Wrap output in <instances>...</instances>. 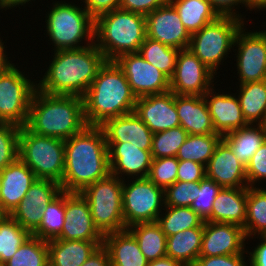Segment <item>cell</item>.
I'll use <instances>...</instances> for the list:
<instances>
[{
  "label": "cell",
  "instance_id": "6da1fadb",
  "mask_svg": "<svg viewBox=\"0 0 266 266\" xmlns=\"http://www.w3.org/2000/svg\"><path fill=\"white\" fill-rule=\"evenodd\" d=\"M110 173L108 146L100 126L87 125L65 140L62 191L81 192Z\"/></svg>",
  "mask_w": 266,
  "mask_h": 266
},
{
  "label": "cell",
  "instance_id": "7a4b0ae2",
  "mask_svg": "<svg viewBox=\"0 0 266 266\" xmlns=\"http://www.w3.org/2000/svg\"><path fill=\"white\" fill-rule=\"evenodd\" d=\"M37 89L52 95L84 97L99 69L107 61L98 47L92 43L78 49L55 51Z\"/></svg>",
  "mask_w": 266,
  "mask_h": 266
},
{
  "label": "cell",
  "instance_id": "3957f363",
  "mask_svg": "<svg viewBox=\"0 0 266 266\" xmlns=\"http://www.w3.org/2000/svg\"><path fill=\"white\" fill-rule=\"evenodd\" d=\"M136 99L123 70L115 61H106L83 97L85 121L88 126H101L132 113Z\"/></svg>",
  "mask_w": 266,
  "mask_h": 266
},
{
  "label": "cell",
  "instance_id": "277c9868",
  "mask_svg": "<svg viewBox=\"0 0 266 266\" xmlns=\"http://www.w3.org/2000/svg\"><path fill=\"white\" fill-rule=\"evenodd\" d=\"M86 126L83 97L35 91L26 124L30 131L65 141Z\"/></svg>",
  "mask_w": 266,
  "mask_h": 266
},
{
  "label": "cell",
  "instance_id": "5b68a950",
  "mask_svg": "<svg viewBox=\"0 0 266 266\" xmlns=\"http://www.w3.org/2000/svg\"><path fill=\"white\" fill-rule=\"evenodd\" d=\"M94 37V44L107 61H114L125 53H138L147 37L146 17L120 8L114 9L95 19Z\"/></svg>",
  "mask_w": 266,
  "mask_h": 266
},
{
  "label": "cell",
  "instance_id": "8992f818",
  "mask_svg": "<svg viewBox=\"0 0 266 266\" xmlns=\"http://www.w3.org/2000/svg\"><path fill=\"white\" fill-rule=\"evenodd\" d=\"M18 156L37 179L62 182L65 167L64 140L35 134L23 126L19 132Z\"/></svg>",
  "mask_w": 266,
  "mask_h": 266
},
{
  "label": "cell",
  "instance_id": "52a82bcc",
  "mask_svg": "<svg viewBox=\"0 0 266 266\" xmlns=\"http://www.w3.org/2000/svg\"><path fill=\"white\" fill-rule=\"evenodd\" d=\"M122 178L109 174L80 193L88 201L95 226L105 235L127 229L122 208Z\"/></svg>",
  "mask_w": 266,
  "mask_h": 266
},
{
  "label": "cell",
  "instance_id": "ba28073f",
  "mask_svg": "<svg viewBox=\"0 0 266 266\" xmlns=\"http://www.w3.org/2000/svg\"><path fill=\"white\" fill-rule=\"evenodd\" d=\"M48 13L46 28L50 40L54 43L55 51L78 49L95 43V19L85 10L69 3H54ZM87 38L86 46H79L82 39Z\"/></svg>",
  "mask_w": 266,
  "mask_h": 266
},
{
  "label": "cell",
  "instance_id": "9c48e42d",
  "mask_svg": "<svg viewBox=\"0 0 266 266\" xmlns=\"http://www.w3.org/2000/svg\"><path fill=\"white\" fill-rule=\"evenodd\" d=\"M244 21L229 16H219L200 31L191 34L189 49L212 72L218 70L219 64L234 45L237 32Z\"/></svg>",
  "mask_w": 266,
  "mask_h": 266
},
{
  "label": "cell",
  "instance_id": "30bf717a",
  "mask_svg": "<svg viewBox=\"0 0 266 266\" xmlns=\"http://www.w3.org/2000/svg\"><path fill=\"white\" fill-rule=\"evenodd\" d=\"M37 86L11 65L0 73V120L26 126L29 108Z\"/></svg>",
  "mask_w": 266,
  "mask_h": 266
},
{
  "label": "cell",
  "instance_id": "8fae6325",
  "mask_svg": "<svg viewBox=\"0 0 266 266\" xmlns=\"http://www.w3.org/2000/svg\"><path fill=\"white\" fill-rule=\"evenodd\" d=\"M135 179L127 186L123 180L122 208L126 228L137 223L157 222L160 207L165 204L163 188L148 177Z\"/></svg>",
  "mask_w": 266,
  "mask_h": 266
},
{
  "label": "cell",
  "instance_id": "7c38bea8",
  "mask_svg": "<svg viewBox=\"0 0 266 266\" xmlns=\"http://www.w3.org/2000/svg\"><path fill=\"white\" fill-rule=\"evenodd\" d=\"M114 61L123 70L137 98L170 91V79L139 53H125Z\"/></svg>",
  "mask_w": 266,
  "mask_h": 266
},
{
  "label": "cell",
  "instance_id": "4fadbf2b",
  "mask_svg": "<svg viewBox=\"0 0 266 266\" xmlns=\"http://www.w3.org/2000/svg\"><path fill=\"white\" fill-rule=\"evenodd\" d=\"M214 74L189 48L179 50L170 91L176 95L203 96L213 87L210 85Z\"/></svg>",
  "mask_w": 266,
  "mask_h": 266
},
{
  "label": "cell",
  "instance_id": "5bb4252c",
  "mask_svg": "<svg viewBox=\"0 0 266 266\" xmlns=\"http://www.w3.org/2000/svg\"><path fill=\"white\" fill-rule=\"evenodd\" d=\"M237 32L233 46H238L237 69L240 84L266 80V31Z\"/></svg>",
  "mask_w": 266,
  "mask_h": 266
},
{
  "label": "cell",
  "instance_id": "9a60e30c",
  "mask_svg": "<svg viewBox=\"0 0 266 266\" xmlns=\"http://www.w3.org/2000/svg\"><path fill=\"white\" fill-rule=\"evenodd\" d=\"M145 17L147 37L178 50L189 48L191 34L169 1Z\"/></svg>",
  "mask_w": 266,
  "mask_h": 266
},
{
  "label": "cell",
  "instance_id": "2e32d148",
  "mask_svg": "<svg viewBox=\"0 0 266 266\" xmlns=\"http://www.w3.org/2000/svg\"><path fill=\"white\" fill-rule=\"evenodd\" d=\"M62 232L56 239L103 241L104 235L93 222L88 201L80 192L65 191V215Z\"/></svg>",
  "mask_w": 266,
  "mask_h": 266
},
{
  "label": "cell",
  "instance_id": "e0dca14e",
  "mask_svg": "<svg viewBox=\"0 0 266 266\" xmlns=\"http://www.w3.org/2000/svg\"><path fill=\"white\" fill-rule=\"evenodd\" d=\"M134 112L152 133L180 126L175 106V94L171 91L138 97Z\"/></svg>",
  "mask_w": 266,
  "mask_h": 266
},
{
  "label": "cell",
  "instance_id": "ac0fdd59",
  "mask_svg": "<svg viewBox=\"0 0 266 266\" xmlns=\"http://www.w3.org/2000/svg\"><path fill=\"white\" fill-rule=\"evenodd\" d=\"M246 239L241 226L222 223L204 222L202 247L199 256H219L244 254Z\"/></svg>",
  "mask_w": 266,
  "mask_h": 266
},
{
  "label": "cell",
  "instance_id": "d6986e66",
  "mask_svg": "<svg viewBox=\"0 0 266 266\" xmlns=\"http://www.w3.org/2000/svg\"><path fill=\"white\" fill-rule=\"evenodd\" d=\"M205 169L206 177L222 188H248L246 166L238 160L223 139L216 145Z\"/></svg>",
  "mask_w": 266,
  "mask_h": 266
},
{
  "label": "cell",
  "instance_id": "ffe728a7",
  "mask_svg": "<svg viewBox=\"0 0 266 266\" xmlns=\"http://www.w3.org/2000/svg\"><path fill=\"white\" fill-rule=\"evenodd\" d=\"M100 127L106 143L131 142L141 150L152 149L153 133L135 112L108 119Z\"/></svg>",
  "mask_w": 266,
  "mask_h": 266
},
{
  "label": "cell",
  "instance_id": "44dd1931",
  "mask_svg": "<svg viewBox=\"0 0 266 266\" xmlns=\"http://www.w3.org/2000/svg\"><path fill=\"white\" fill-rule=\"evenodd\" d=\"M107 146L111 174L117 177L125 173L137 178L148 177L153 159L151 150H141L131 142L107 143Z\"/></svg>",
  "mask_w": 266,
  "mask_h": 266
},
{
  "label": "cell",
  "instance_id": "7402d4cb",
  "mask_svg": "<svg viewBox=\"0 0 266 266\" xmlns=\"http://www.w3.org/2000/svg\"><path fill=\"white\" fill-rule=\"evenodd\" d=\"M203 97L206 100L216 133L223 136L248 125L243 117L238 97L236 98L235 96L224 93L217 94L215 92L214 94L212 88Z\"/></svg>",
  "mask_w": 266,
  "mask_h": 266
},
{
  "label": "cell",
  "instance_id": "603a6c76",
  "mask_svg": "<svg viewBox=\"0 0 266 266\" xmlns=\"http://www.w3.org/2000/svg\"><path fill=\"white\" fill-rule=\"evenodd\" d=\"M0 203L11 214L25 198L28 189L37 180L34 172L19 158L0 171Z\"/></svg>",
  "mask_w": 266,
  "mask_h": 266
},
{
  "label": "cell",
  "instance_id": "cb8c5ba5",
  "mask_svg": "<svg viewBox=\"0 0 266 266\" xmlns=\"http://www.w3.org/2000/svg\"><path fill=\"white\" fill-rule=\"evenodd\" d=\"M175 106L180 119V126L188 135L216 133L203 96L175 94Z\"/></svg>",
  "mask_w": 266,
  "mask_h": 266
},
{
  "label": "cell",
  "instance_id": "d4e9b609",
  "mask_svg": "<svg viewBox=\"0 0 266 266\" xmlns=\"http://www.w3.org/2000/svg\"><path fill=\"white\" fill-rule=\"evenodd\" d=\"M248 188H222L215 198L209 222L231 223L244 228Z\"/></svg>",
  "mask_w": 266,
  "mask_h": 266
},
{
  "label": "cell",
  "instance_id": "484cf974",
  "mask_svg": "<svg viewBox=\"0 0 266 266\" xmlns=\"http://www.w3.org/2000/svg\"><path fill=\"white\" fill-rule=\"evenodd\" d=\"M103 246L108 251L111 266H147L148 264L137 240L128 229L105 234Z\"/></svg>",
  "mask_w": 266,
  "mask_h": 266
},
{
  "label": "cell",
  "instance_id": "4316f807",
  "mask_svg": "<svg viewBox=\"0 0 266 266\" xmlns=\"http://www.w3.org/2000/svg\"><path fill=\"white\" fill-rule=\"evenodd\" d=\"M101 245L103 241L49 240V266H81Z\"/></svg>",
  "mask_w": 266,
  "mask_h": 266
},
{
  "label": "cell",
  "instance_id": "83f0119b",
  "mask_svg": "<svg viewBox=\"0 0 266 266\" xmlns=\"http://www.w3.org/2000/svg\"><path fill=\"white\" fill-rule=\"evenodd\" d=\"M203 233L204 224L168 236L166 256L177 260L182 266H193L201 252Z\"/></svg>",
  "mask_w": 266,
  "mask_h": 266
},
{
  "label": "cell",
  "instance_id": "f1b7e54d",
  "mask_svg": "<svg viewBox=\"0 0 266 266\" xmlns=\"http://www.w3.org/2000/svg\"><path fill=\"white\" fill-rule=\"evenodd\" d=\"M248 124L222 136L238 160L246 166L254 153L266 141V124Z\"/></svg>",
  "mask_w": 266,
  "mask_h": 266
},
{
  "label": "cell",
  "instance_id": "f546056e",
  "mask_svg": "<svg viewBox=\"0 0 266 266\" xmlns=\"http://www.w3.org/2000/svg\"><path fill=\"white\" fill-rule=\"evenodd\" d=\"M169 2L176 9L181 22L190 34L200 31L219 17L209 0H169Z\"/></svg>",
  "mask_w": 266,
  "mask_h": 266
},
{
  "label": "cell",
  "instance_id": "4dcf8cb0",
  "mask_svg": "<svg viewBox=\"0 0 266 266\" xmlns=\"http://www.w3.org/2000/svg\"><path fill=\"white\" fill-rule=\"evenodd\" d=\"M238 99L248 124H266V80L240 84Z\"/></svg>",
  "mask_w": 266,
  "mask_h": 266
},
{
  "label": "cell",
  "instance_id": "1f68e13d",
  "mask_svg": "<svg viewBox=\"0 0 266 266\" xmlns=\"http://www.w3.org/2000/svg\"><path fill=\"white\" fill-rule=\"evenodd\" d=\"M127 229L134 235L148 261L166 256L167 236L157 222L137 223Z\"/></svg>",
  "mask_w": 266,
  "mask_h": 266
},
{
  "label": "cell",
  "instance_id": "d6a6232c",
  "mask_svg": "<svg viewBox=\"0 0 266 266\" xmlns=\"http://www.w3.org/2000/svg\"><path fill=\"white\" fill-rule=\"evenodd\" d=\"M221 139L222 136L219 133L188 135L179 147L176 158L179 161H195L206 167Z\"/></svg>",
  "mask_w": 266,
  "mask_h": 266
},
{
  "label": "cell",
  "instance_id": "836d02e7",
  "mask_svg": "<svg viewBox=\"0 0 266 266\" xmlns=\"http://www.w3.org/2000/svg\"><path fill=\"white\" fill-rule=\"evenodd\" d=\"M246 238L256 233L266 236V190L248 187L246 222L244 225Z\"/></svg>",
  "mask_w": 266,
  "mask_h": 266
},
{
  "label": "cell",
  "instance_id": "e575fe53",
  "mask_svg": "<svg viewBox=\"0 0 266 266\" xmlns=\"http://www.w3.org/2000/svg\"><path fill=\"white\" fill-rule=\"evenodd\" d=\"M179 50L146 37L138 53L149 63L163 72L169 79L175 72Z\"/></svg>",
  "mask_w": 266,
  "mask_h": 266
},
{
  "label": "cell",
  "instance_id": "d590c367",
  "mask_svg": "<svg viewBox=\"0 0 266 266\" xmlns=\"http://www.w3.org/2000/svg\"><path fill=\"white\" fill-rule=\"evenodd\" d=\"M64 215L65 191H62L44 208L41 223L32 235L46 241L57 238L66 221Z\"/></svg>",
  "mask_w": 266,
  "mask_h": 266
},
{
  "label": "cell",
  "instance_id": "8d00e7d4",
  "mask_svg": "<svg viewBox=\"0 0 266 266\" xmlns=\"http://www.w3.org/2000/svg\"><path fill=\"white\" fill-rule=\"evenodd\" d=\"M2 266H49L48 241L31 235Z\"/></svg>",
  "mask_w": 266,
  "mask_h": 266
},
{
  "label": "cell",
  "instance_id": "74e56055",
  "mask_svg": "<svg viewBox=\"0 0 266 266\" xmlns=\"http://www.w3.org/2000/svg\"><path fill=\"white\" fill-rule=\"evenodd\" d=\"M164 207L165 216L160 214L157 223L167 237L186 229L201 227L205 222L190 207Z\"/></svg>",
  "mask_w": 266,
  "mask_h": 266
},
{
  "label": "cell",
  "instance_id": "f35d334b",
  "mask_svg": "<svg viewBox=\"0 0 266 266\" xmlns=\"http://www.w3.org/2000/svg\"><path fill=\"white\" fill-rule=\"evenodd\" d=\"M31 235L11 216L0 223V266L8 261Z\"/></svg>",
  "mask_w": 266,
  "mask_h": 266
},
{
  "label": "cell",
  "instance_id": "ab89813d",
  "mask_svg": "<svg viewBox=\"0 0 266 266\" xmlns=\"http://www.w3.org/2000/svg\"><path fill=\"white\" fill-rule=\"evenodd\" d=\"M187 136L188 133L181 126L153 133L152 158L176 157Z\"/></svg>",
  "mask_w": 266,
  "mask_h": 266
},
{
  "label": "cell",
  "instance_id": "60d3db41",
  "mask_svg": "<svg viewBox=\"0 0 266 266\" xmlns=\"http://www.w3.org/2000/svg\"><path fill=\"white\" fill-rule=\"evenodd\" d=\"M20 128L18 125L8 123L0 127V171L19 158Z\"/></svg>",
  "mask_w": 266,
  "mask_h": 266
},
{
  "label": "cell",
  "instance_id": "b9f144b4",
  "mask_svg": "<svg viewBox=\"0 0 266 266\" xmlns=\"http://www.w3.org/2000/svg\"><path fill=\"white\" fill-rule=\"evenodd\" d=\"M179 160L176 157L153 158L148 178L164 190L177 181Z\"/></svg>",
  "mask_w": 266,
  "mask_h": 266
},
{
  "label": "cell",
  "instance_id": "7bdbcfd3",
  "mask_svg": "<svg viewBox=\"0 0 266 266\" xmlns=\"http://www.w3.org/2000/svg\"><path fill=\"white\" fill-rule=\"evenodd\" d=\"M221 189L219 184L205 176L198 182L196 200L190 208L206 221L211 216L213 203Z\"/></svg>",
  "mask_w": 266,
  "mask_h": 266
},
{
  "label": "cell",
  "instance_id": "ee69618b",
  "mask_svg": "<svg viewBox=\"0 0 266 266\" xmlns=\"http://www.w3.org/2000/svg\"><path fill=\"white\" fill-rule=\"evenodd\" d=\"M198 182L176 181L164 190V206L190 207L196 200Z\"/></svg>",
  "mask_w": 266,
  "mask_h": 266
},
{
  "label": "cell",
  "instance_id": "f6af8a7d",
  "mask_svg": "<svg viewBox=\"0 0 266 266\" xmlns=\"http://www.w3.org/2000/svg\"><path fill=\"white\" fill-rule=\"evenodd\" d=\"M62 192L61 184L50 179H37L21 202L41 203L45 208Z\"/></svg>",
  "mask_w": 266,
  "mask_h": 266
},
{
  "label": "cell",
  "instance_id": "bcb514c9",
  "mask_svg": "<svg viewBox=\"0 0 266 266\" xmlns=\"http://www.w3.org/2000/svg\"><path fill=\"white\" fill-rule=\"evenodd\" d=\"M43 212L41 203L20 202L10 216L32 234L39 227Z\"/></svg>",
  "mask_w": 266,
  "mask_h": 266
},
{
  "label": "cell",
  "instance_id": "7dc6e473",
  "mask_svg": "<svg viewBox=\"0 0 266 266\" xmlns=\"http://www.w3.org/2000/svg\"><path fill=\"white\" fill-rule=\"evenodd\" d=\"M246 176L248 187H253L254 183L266 178V141L263 142L246 165Z\"/></svg>",
  "mask_w": 266,
  "mask_h": 266
},
{
  "label": "cell",
  "instance_id": "c3c4849f",
  "mask_svg": "<svg viewBox=\"0 0 266 266\" xmlns=\"http://www.w3.org/2000/svg\"><path fill=\"white\" fill-rule=\"evenodd\" d=\"M205 176L204 165L195 161H179L177 181L200 182Z\"/></svg>",
  "mask_w": 266,
  "mask_h": 266
},
{
  "label": "cell",
  "instance_id": "681fc988",
  "mask_svg": "<svg viewBox=\"0 0 266 266\" xmlns=\"http://www.w3.org/2000/svg\"><path fill=\"white\" fill-rule=\"evenodd\" d=\"M243 254L199 256L193 266H247Z\"/></svg>",
  "mask_w": 266,
  "mask_h": 266
},
{
  "label": "cell",
  "instance_id": "f907efd6",
  "mask_svg": "<svg viewBox=\"0 0 266 266\" xmlns=\"http://www.w3.org/2000/svg\"><path fill=\"white\" fill-rule=\"evenodd\" d=\"M165 2L166 0H121L119 8L146 16Z\"/></svg>",
  "mask_w": 266,
  "mask_h": 266
},
{
  "label": "cell",
  "instance_id": "816d5d0a",
  "mask_svg": "<svg viewBox=\"0 0 266 266\" xmlns=\"http://www.w3.org/2000/svg\"><path fill=\"white\" fill-rule=\"evenodd\" d=\"M85 10L96 19L100 15L118 9L121 0H85Z\"/></svg>",
  "mask_w": 266,
  "mask_h": 266
},
{
  "label": "cell",
  "instance_id": "f5cc1de1",
  "mask_svg": "<svg viewBox=\"0 0 266 266\" xmlns=\"http://www.w3.org/2000/svg\"><path fill=\"white\" fill-rule=\"evenodd\" d=\"M209 2L219 16H229L242 20L241 16L237 15L233 8L240 3L245 6L244 0H209Z\"/></svg>",
  "mask_w": 266,
  "mask_h": 266
},
{
  "label": "cell",
  "instance_id": "db71d44e",
  "mask_svg": "<svg viewBox=\"0 0 266 266\" xmlns=\"http://www.w3.org/2000/svg\"><path fill=\"white\" fill-rule=\"evenodd\" d=\"M81 266H111L107 249L99 246Z\"/></svg>",
  "mask_w": 266,
  "mask_h": 266
},
{
  "label": "cell",
  "instance_id": "11a10c76",
  "mask_svg": "<svg viewBox=\"0 0 266 266\" xmlns=\"http://www.w3.org/2000/svg\"><path fill=\"white\" fill-rule=\"evenodd\" d=\"M262 242L250 252V266H266V236H261Z\"/></svg>",
  "mask_w": 266,
  "mask_h": 266
},
{
  "label": "cell",
  "instance_id": "9f6ffc18",
  "mask_svg": "<svg viewBox=\"0 0 266 266\" xmlns=\"http://www.w3.org/2000/svg\"><path fill=\"white\" fill-rule=\"evenodd\" d=\"M147 266H182L177 260L170 257H163L153 261H148Z\"/></svg>",
  "mask_w": 266,
  "mask_h": 266
},
{
  "label": "cell",
  "instance_id": "6f0895ef",
  "mask_svg": "<svg viewBox=\"0 0 266 266\" xmlns=\"http://www.w3.org/2000/svg\"><path fill=\"white\" fill-rule=\"evenodd\" d=\"M6 54L4 53V43L0 39V73L6 71L11 65L8 59L6 58Z\"/></svg>",
  "mask_w": 266,
  "mask_h": 266
},
{
  "label": "cell",
  "instance_id": "680465c9",
  "mask_svg": "<svg viewBox=\"0 0 266 266\" xmlns=\"http://www.w3.org/2000/svg\"><path fill=\"white\" fill-rule=\"evenodd\" d=\"M31 0H0V8H11L16 7L17 5H24L26 2H29Z\"/></svg>",
  "mask_w": 266,
  "mask_h": 266
},
{
  "label": "cell",
  "instance_id": "91938a15",
  "mask_svg": "<svg viewBox=\"0 0 266 266\" xmlns=\"http://www.w3.org/2000/svg\"><path fill=\"white\" fill-rule=\"evenodd\" d=\"M245 6L250 9H261L266 8V0H244Z\"/></svg>",
  "mask_w": 266,
  "mask_h": 266
},
{
  "label": "cell",
  "instance_id": "94428289",
  "mask_svg": "<svg viewBox=\"0 0 266 266\" xmlns=\"http://www.w3.org/2000/svg\"><path fill=\"white\" fill-rule=\"evenodd\" d=\"M10 214L3 208L2 204L0 203V223H2Z\"/></svg>",
  "mask_w": 266,
  "mask_h": 266
},
{
  "label": "cell",
  "instance_id": "6125c7cd",
  "mask_svg": "<svg viewBox=\"0 0 266 266\" xmlns=\"http://www.w3.org/2000/svg\"><path fill=\"white\" fill-rule=\"evenodd\" d=\"M1 188H2V185H1V174H0V197H1Z\"/></svg>",
  "mask_w": 266,
  "mask_h": 266
},
{
  "label": "cell",
  "instance_id": "be15d7a7",
  "mask_svg": "<svg viewBox=\"0 0 266 266\" xmlns=\"http://www.w3.org/2000/svg\"><path fill=\"white\" fill-rule=\"evenodd\" d=\"M4 123L0 120V127L3 125Z\"/></svg>",
  "mask_w": 266,
  "mask_h": 266
}]
</instances>
